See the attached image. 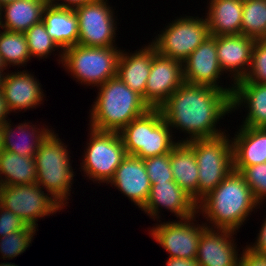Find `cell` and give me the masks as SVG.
Masks as SVG:
<instances>
[{
	"mask_svg": "<svg viewBox=\"0 0 266 266\" xmlns=\"http://www.w3.org/2000/svg\"><path fill=\"white\" fill-rule=\"evenodd\" d=\"M159 109L170 129L189 134L178 142L213 138L225 134L216 125L232 112L231 96L214 87L184 82Z\"/></svg>",
	"mask_w": 266,
	"mask_h": 266,
	"instance_id": "cell-1",
	"label": "cell"
},
{
	"mask_svg": "<svg viewBox=\"0 0 266 266\" xmlns=\"http://www.w3.org/2000/svg\"><path fill=\"white\" fill-rule=\"evenodd\" d=\"M258 205L260 208V203L253 196L242 174L233 169L213 191L197 203V212H202L208 223H211V227L207 228L236 231L253 209H258Z\"/></svg>",
	"mask_w": 266,
	"mask_h": 266,
	"instance_id": "cell-2",
	"label": "cell"
},
{
	"mask_svg": "<svg viewBox=\"0 0 266 266\" xmlns=\"http://www.w3.org/2000/svg\"><path fill=\"white\" fill-rule=\"evenodd\" d=\"M92 105L90 127L99 131L120 132L150 107L143 96L128 87L118 76L98 86Z\"/></svg>",
	"mask_w": 266,
	"mask_h": 266,
	"instance_id": "cell-3",
	"label": "cell"
},
{
	"mask_svg": "<svg viewBox=\"0 0 266 266\" xmlns=\"http://www.w3.org/2000/svg\"><path fill=\"white\" fill-rule=\"evenodd\" d=\"M66 148L53 131L41 143L34 156L37 184L46 189L62 207L69 203L67 200L71 195L70 188L75 176L70 163L71 156Z\"/></svg>",
	"mask_w": 266,
	"mask_h": 266,
	"instance_id": "cell-4",
	"label": "cell"
},
{
	"mask_svg": "<svg viewBox=\"0 0 266 266\" xmlns=\"http://www.w3.org/2000/svg\"><path fill=\"white\" fill-rule=\"evenodd\" d=\"M172 130L159 108H150L126 125L119 135L127 155L141 159L170 153L179 143L173 141Z\"/></svg>",
	"mask_w": 266,
	"mask_h": 266,
	"instance_id": "cell-5",
	"label": "cell"
},
{
	"mask_svg": "<svg viewBox=\"0 0 266 266\" xmlns=\"http://www.w3.org/2000/svg\"><path fill=\"white\" fill-rule=\"evenodd\" d=\"M223 134L185 142L194 152L198 166V202L213 191L234 169L232 141Z\"/></svg>",
	"mask_w": 266,
	"mask_h": 266,
	"instance_id": "cell-6",
	"label": "cell"
},
{
	"mask_svg": "<svg viewBox=\"0 0 266 266\" xmlns=\"http://www.w3.org/2000/svg\"><path fill=\"white\" fill-rule=\"evenodd\" d=\"M117 47H93L79 44L63 50L62 62L81 85L100 86L117 76L120 55ZM83 83V84H82ZM94 85V86H93Z\"/></svg>",
	"mask_w": 266,
	"mask_h": 266,
	"instance_id": "cell-7",
	"label": "cell"
},
{
	"mask_svg": "<svg viewBox=\"0 0 266 266\" xmlns=\"http://www.w3.org/2000/svg\"><path fill=\"white\" fill-rule=\"evenodd\" d=\"M90 138L80 164L93 182L109 183L116 169L127 156L118 132L99 131L90 127Z\"/></svg>",
	"mask_w": 266,
	"mask_h": 266,
	"instance_id": "cell-8",
	"label": "cell"
},
{
	"mask_svg": "<svg viewBox=\"0 0 266 266\" xmlns=\"http://www.w3.org/2000/svg\"><path fill=\"white\" fill-rule=\"evenodd\" d=\"M209 36L206 18L185 16L167 25L151 43L159 54L183 63Z\"/></svg>",
	"mask_w": 266,
	"mask_h": 266,
	"instance_id": "cell-9",
	"label": "cell"
},
{
	"mask_svg": "<svg viewBox=\"0 0 266 266\" xmlns=\"http://www.w3.org/2000/svg\"><path fill=\"white\" fill-rule=\"evenodd\" d=\"M36 184L0 186V205L37 229L38 218L60 212L63 207ZM37 221V222H36Z\"/></svg>",
	"mask_w": 266,
	"mask_h": 266,
	"instance_id": "cell-10",
	"label": "cell"
},
{
	"mask_svg": "<svg viewBox=\"0 0 266 266\" xmlns=\"http://www.w3.org/2000/svg\"><path fill=\"white\" fill-rule=\"evenodd\" d=\"M78 19V43L82 46L116 47L117 21L107 0H96L74 9ZM114 45V46H113Z\"/></svg>",
	"mask_w": 266,
	"mask_h": 266,
	"instance_id": "cell-11",
	"label": "cell"
},
{
	"mask_svg": "<svg viewBox=\"0 0 266 266\" xmlns=\"http://www.w3.org/2000/svg\"><path fill=\"white\" fill-rule=\"evenodd\" d=\"M195 219L196 214L176 222L156 224L149 234L170 254L169 257L196 259L201 233L208 224H195Z\"/></svg>",
	"mask_w": 266,
	"mask_h": 266,
	"instance_id": "cell-12",
	"label": "cell"
},
{
	"mask_svg": "<svg viewBox=\"0 0 266 266\" xmlns=\"http://www.w3.org/2000/svg\"><path fill=\"white\" fill-rule=\"evenodd\" d=\"M182 65L184 82L214 87L232 95L234 84L223 88L217 83L223 71L217 58L216 36L207 37Z\"/></svg>",
	"mask_w": 266,
	"mask_h": 266,
	"instance_id": "cell-13",
	"label": "cell"
},
{
	"mask_svg": "<svg viewBox=\"0 0 266 266\" xmlns=\"http://www.w3.org/2000/svg\"><path fill=\"white\" fill-rule=\"evenodd\" d=\"M183 83L182 63L157 52L146 82L145 102L150 108H159Z\"/></svg>",
	"mask_w": 266,
	"mask_h": 266,
	"instance_id": "cell-14",
	"label": "cell"
},
{
	"mask_svg": "<svg viewBox=\"0 0 266 266\" xmlns=\"http://www.w3.org/2000/svg\"><path fill=\"white\" fill-rule=\"evenodd\" d=\"M170 210L179 219L198 214L197 202L187 194L175 181L154 182L142 211L158 219L160 208Z\"/></svg>",
	"mask_w": 266,
	"mask_h": 266,
	"instance_id": "cell-15",
	"label": "cell"
},
{
	"mask_svg": "<svg viewBox=\"0 0 266 266\" xmlns=\"http://www.w3.org/2000/svg\"><path fill=\"white\" fill-rule=\"evenodd\" d=\"M236 232L206 228L201 233L197 250L199 266H238L241 254H238L233 239Z\"/></svg>",
	"mask_w": 266,
	"mask_h": 266,
	"instance_id": "cell-16",
	"label": "cell"
},
{
	"mask_svg": "<svg viewBox=\"0 0 266 266\" xmlns=\"http://www.w3.org/2000/svg\"><path fill=\"white\" fill-rule=\"evenodd\" d=\"M255 41L243 34L216 36L219 65L223 74L230 72L234 84L246 76Z\"/></svg>",
	"mask_w": 266,
	"mask_h": 266,
	"instance_id": "cell-17",
	"label": "cell"
},
{
	"mask_svg": "<svg viewBox=\"0 0 266 266\" xmlns=\"http://www.w3.org/2000/svg\"><path fill=\"white\" fill-rule=\"evenodd\" d=\"M110 183L140 209L145 205L152 185L143 159L133 155L123 159Z\"/></svg>",
	"mask_w": 266,
	"mask_h": 266,
	"instance_id": "cell-18",
	"label": "cell"
},
{
	"mask_svg": "<svg viewBox=\"0 0 266 266\" xmlns=\"http://www.w3.org/2000/svg\"><path fill=\"white\" fill-rule=\"evenodd\" d=\"M32 75L26 70L5 74L1 91L10 112L25 111L42 104L41 83Z\"/></svg>",
	"mask_w": 266,
	"mask_h": 266,
	"instance_id": "cell-19",
	"label": "cell"
},
{
	"mask_svg": "<svg viewBox=\"0 0 266 266\" xmlns=\"http://www.w3.org/2000/svg\"><path fill=\"white\" fill-rule=\"evenodd\" d=\"M231 139L235 171L266 162V127L241 126Z\"/></svg>",
	"mask_w": 266,
	"mask_h": 266,
	"instance_id": "cell-20",
	"label": "cell"
},
{
	"mask_svg": "<svg viewBox=\"0 0 266 266\" xmlns=\"http://www.w3.org/2000/svg\"><path fill=\"white\" fill-rule=\"evenodd\" d=\"M124 51H120L118 58L117 76L133 91L142 95L145 101L146 82L157 50L149 43L132 54Z\"/></svg>",
	"mask_w": 266,
	"mask_h": 266,
	"instance_id": "cell-21",
	"label": "cell"
},
{
	"mask_svg": "<svg viewBox=\"0 0 266 266\" xmlns=\"http://www.w3.org/2000/svg\"><path fill=\"white\" fill-rule=\"evenodd\" d=\"M42 22L45 24L47 33L60 47L59 61L62 62V50L78 43V19L74 9L57 7L48 3L43 12Z\"/></svg>",
	"mask_w": 266,
	"mask_h": 266,
	"instance_id": "cell-22",
	"label": "cell"
},
{
	"mask_svg": "<svg viewBox=\"0 0 266 266\" xmlns=\"http://www.w3.org/2000/svg\"><path fill=\"white\" fill-rule=\"evenodd\" d=\"M246 104V105H245ZM241 105L248 108L240 126L266 127V84L235 83L231 95V111Z\"/></svg>",
	"mask_w": 266,
	"mask_h": 266,
	"instance_id": "cell-23",
	"label": "cell"
},
{
	"mask_svg": "<svg viewBox=\"0 0 266 266\" xmlns=\"http://www.w3.org/2000/svg\"><path fill=\"white\" fill-rule=\"evenodd\" d=\"M47 4L48 0H14L4 3L1 5L0 12L1 28L24 33L33 25L42 22L43 12Z\"/></svg>",
	"mask_w": 266,
	"mask_h": 266,
	"instance_id": "cell-24",
	"label": "cell"
},
{
	"mask_svg": "<svg viewBox=\"0 0 266 266\" xmlns=\"http://www.w3.org/2000/svg\"><path fill=\"white\" fill-rule=\"evenodd\" d=\"M207 20L211 36L241 34L243 1L210 0Z\"/></svg>",
	"mask_w": 266,
	"mask_h": 266,
	"instance_id": "cell-25",
	"label": "cell"
},
{
	"mask_svg": "<svg viewBox=\"0 0 266 266\" xmlns=\"http://www.w3.org/2000/svg\"><path fill=\"white\" fill-rule=\"evenodd\" d=\"M10 123L11 120L10 122L6 121L3 124V150L25 157H34L41 143L53 131L52 129H48V127L40 128V130L38 127L36 128V125H29V122L19 123L18 126L15 127V129ZM16 132L18 133V135L20 134V140L17 139V142L14 141V137H16L14 136V133Z\"/></svg>",
	"mask_w": 266,
	"mask_h": 266,
	"instance_id": "cell-26",
	"label": "cell"
},
{
	"mask_svg": "<svg viewBox=\"0 0 266 266\" xmlns=\"http://www.w3.org/2000/svg\"><path fill=\"white\" fill-rule=\"evenodd\" d=\"M174 181L198 203V166L193 150L179 142L170 152Z\"/></svg>",
	"mask_w": 266,
	"mask_h": 266,
	"instance_id": "cell-27",
	"label": "cell"
},
{
	"mask_svg": "<svg viewBox=\"0 0 266 266\" xmlns=\"http://www.w3.org/2000/svg\"><path fill=\"white\" fill-rule=\"evenodd\" d=\"M36 183L34 157H25L6 150L0 153V186Z\"/></svg>",
	"mask_w": 266,
	"mask_h": 266,
	"instance_id": "cell-28",
	"label": "cell"
},
{
	"mask_svg": "<svg viewBox=\"0 0 266 266\" xmlns=\"http://www.w3.org/2000/svg\"><path fill=\"white\" fill-rule=\"evenodd\" d=\"M0 30V57L6 68L8 66H23L31 58L24 33Z\"/></svg>",
	"mask_w": 266,
	"mask_h": 266,
	"instance_id": "cell-29",
	"label": "cell"
},
{
	"mask_svg": "<svg viewBox=\"0 0 266 266\" xmlns=\"http://www.w3.org/2000/svg\"><path fill=\"white\" fill-rule=\"evenodd\" d=\"M241 34L255 40L266 39V0L243 1Z\"/></svg>",
	"mask_w": 266,
	"mask_h": 266,
	"instance_id": "cell-30",
	"label": "cell"
},
{
	"mask_svg": "<svg viewBox=\"0 0 266 266\" xmlns=\"http://www.w3.org/2000/svg\"><path fill=\"white\" fill-rule=\"evenodd\" d=\"M24 34L32 58H47L53 51L60 48L47 33L43 22L33 25Z\"/></svg>",
	"mask_w": 266,
	"mask_h": 266,
	"instance_id": "cell-31",
	"label": "cell"
},
{
	"mask_svg": "<svg viewBox=\"0 0 266 266\" xmlns=\"http://www.w3.org/2000/svg\"><path fill=\"white\" fill-rule=\"evenodd\" d=\"M36 233V228L27 226L23 231L11 232L0 238V253L3 260L13 259L26 251Z\"/></svg>",
	"mask_w": 266,
	"mask_h": 266,
	"instance_id": "cell-32",
	"label": "cell"
},
{
	"mask_svg": "<svg viewBox=\"0 0 266 266\" xmlns=\"http://www.w3.org/2000/svg\"><path fill=\"white\" fill-rule=\"evenodd\" d=\"M236 83L266 84V39L255 41L246 76Z\"/></svg>",
	"mask_w": 266,
	"mask_h": 266,
	"instance_id": "cell-33",
	"label": "cell"
},
{
	"mask_svg": "<svg viewBox=\"0 0 266 266\" xmlns=\"http://www.w3.org/2000/svg\"><path fill=\"white\" fill-rule=\"evenodd\" d=\"M253 196L262 205L266 199V162L245 167L241 172Z\"/></svg>",
	"mask_w": 266,
	"mask_h": 266,
	"instance_id": "cell-34",
	"label": "cell"
},
{
	"mask_svg": "<svg viewBox=\"0 0 266 266\" xmlns=\"http://www.w3.org/2000/svg\"><path fill=\"white\" fill-rule=\"evenodd\" d=\"M151 184L174 181L170 165V153L143 159Z\"/></svg>",
	"mask_w": 266,
	"mask_h": 266,
	"instance_id": "cell-35",
	"label": "cell"
},
{
	"mask_svg": "<svg viewBox=\"0 0 266 266\" xmlns=\"http://www.w3.org/2000/svg\"><path fill=\"white\" fill-rule=\"evenodd\" d=\"M27 226L19 216L0 205V238L11 232L23 231Z\"/></svg>",
	"mask_w": 266,
	"mask_h": 266,
	"instance_id": "cell-36",
	"label": "cell"
},
{
	"mask_svg": "<svg viewBox=\"0 0 266 266\" xmlns=\"http://www.w3.org/2000/svg\"><path fill=\"white\" fill-rule=\"evenodd\" d=\"M240 256L238 266H266V254H258L245 247Z\"/></svg>",
	"mask_w": 266,
	"mask_h": 266,
	"instance_id": "cell-37",
	"label": "cell"
},
{
	"mask_svg": "<svg viewBox=\"0 0 266 266\" xmlns=\"http://www.w3.org/2000/svg\"><path fill=\"white\" fill-rule=\"evenodd\" d=\"M256 242L251 245H246L248 249L258 254H266V218L263 220Z\"/></svg>",
	"mask_w": 266,
	"mask_h": 266,
	"instance_id": "cell-38",
	"label": "cell"
},
{
	"mask_svg": "<svg viewBox=\"0 0 266 266\" xmlns=\"http://www.w3.org/2000/svg\"><path fill=\"white\" fill-rule=\"evenodd\" d=\"M58 1H63V2L59 3ZM93 1H96V0H48V3L53 6H57V7L75 9L81 5H84L86 3H90Z\"/></svg>",
	"mask_w": 266,
	"mask_h": 266,
	"instance_id": "cell-39",
	"label": "cell"
},
{
	"mask_svg": "<svg viewBox=\"0 0 266 266\" xmlns=\"http://www.w3.org/2000/svg\"><path fill=\"white\" fill-rule=\"evenodd\" d=\"M166 266H199L196 259L168 257Z\"/></svg>",
	"mask_w": 266,
	"mask_h": 266,
	"instance_id": "cell-40",
	"label": "cell"
},
{
	"mask_svg": "<svg viewBox=\"0 0 266 266\" xmlns=\"http://www.w3.org/2000/svg\"><path fill=\"white\" fill-rule=\"evenodd\" d=\"M9 113L10 111L5 103L2 91L0 90V123L4 124L6 121H8L6 119L8 118Z\"/></svg>",
	"mask_w": 266,
	"mask_h": 266,
	"instance_id": "cell-41",
	"label": "cell"
},
{
	"mask_svg": "<svg viewBox=\"0 0 266 266\" xmlns=\"http://www.w3.org/2000/svg\"><path fill=\"white\" fill-rule=\"evenodd\" d=\"M3 124L0 123V153L3 151Z\"/></svg>",
	"mask_w": 266,
	"mask_h": 266,
	"instance_id": "cell-42",
	"label": "cell"
},
{
	"mask_svg": "<svg viewBox=\"0 0 266 266\" xmlns=\"http://www.w3.org/2000/svg\"><path fill=\"white\" fill-rule=\"evenodd\" d=\"M5 72H0V90L2 89V85H3V80H4V77H5Z\"/></svg>",
	"mask_w": 266,
	"mask_h": 266,
	"instance_id": "cell-43",
	"label": "cell"
},
{
	"mask_svg": "<svg viewBox=\"0 0 266 266\" xmlns=\"http://www.w3.org/2000/svg\"><path fill=\"white\" fill-rule=\"evenodd\" d=\"M6 69V66L4 65L2 58L0 57V72H3Z\"/></svg>",
	"mask_w": 266,
	"mask_h": 266,
	"instance_id": "cell-44",
	"label": "cell"
},
{
	"mask_svg": "<svg viewBox=\"0 0 266 266\" xmlns=\"http://www.w3.org/2000/svg\"><path fill=\"white\" fill-rule=\"evenodd\" d=\"M0 266H18V265H15L14 263L11 264V262H7V263H2L0 264Z\"/></svg>",
	"mask_w": 266,
	"mask_h": 266,
	"instance_id": "cell-45",
	"label": "cell"
},
{
	"mask_svg": "<svg viewBox=\"0 0 266 266\" xmlns=\"http://www.w3.org/2000/svg\"><path fill=\"white\" fill-rule=\"evenodd\" d=\"M10 1H14V0H0V6Z\"/></svg>",
	"mask_w": 266,
	"mask_h": 266,
	"instance_id": "cell-46",
	"label": "cell"
},
{
	"mask_svg": "<svg viewBox=\"0 0 266 266\" xmlns=\"http://www.w3.org/2000/svg\"><path fill=\"white\" fill-rule=\"evenodd\" d=\"M0 12H1V6H0ZM0 28H1V13H0Z\"/></svg>",
	"mask_w": 266,
	"mask_h": 266,
	"instance_id": "cell-47",
	"label": "cell"
}]
</instances>
